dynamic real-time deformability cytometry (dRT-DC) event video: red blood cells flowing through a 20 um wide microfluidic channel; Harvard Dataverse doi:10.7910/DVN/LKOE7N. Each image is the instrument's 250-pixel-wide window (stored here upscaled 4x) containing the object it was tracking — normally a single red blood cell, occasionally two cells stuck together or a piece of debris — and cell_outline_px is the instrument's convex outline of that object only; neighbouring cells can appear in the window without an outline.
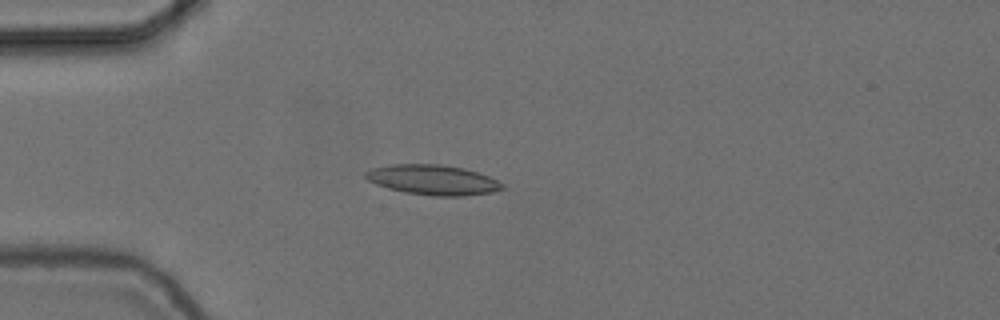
{"species": "common noctule bat (a hibernating species)", "species_latin": "Nyctalus noctula", "temperature_condition": "cold", "stored_images_in_passage": 44, "camera_frame_rate_fps": 3000, "um_per_image_px": 0.085, "animal": {"sex": "female", "body_mass_g": 24.6, "forearm_length_mm": 56.2}, "frame": {"image": 1, "passage_image": 3, "time_ms": 0.667, "image_size_px": [1000, 320], "cell_outline_px": [[504, 188], [492, 192], [464, 196], [432, 196], [404, 192], [388, 188], [376, 184], [368, 180], [364, 176], [364, 172], [372, 168], [388, 164], [440, 164], [464, 168], [488, 176], [504, 184]], "centroid_in_image_um": [36.77, 15.28], "position_along_channel_um": 48.2, "area_um2": 23.99}}
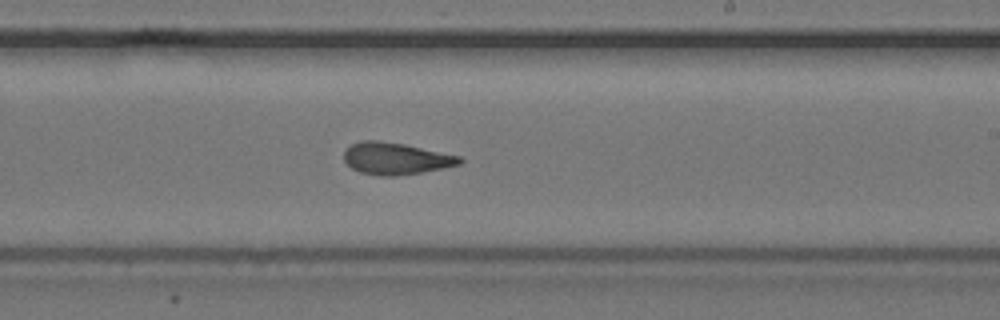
{"frame": {"image": 2, "passage_image": 21, "time_ms": 6.667, "image_size_px": [1000, 320], "cell_outline_px": [[464, 160], [460, 164], [444, 168], [424, 172], [396, 176], [380, 176], [360, 172], [352, 168], [344, 160], [344, 148], [360, 140], [380, 140], [404, 144], [460, 156]], "centroid_in_image_um": [33.63, 13.47], "position_along_channel_um": 255.4, "area_um2": 21.68}}
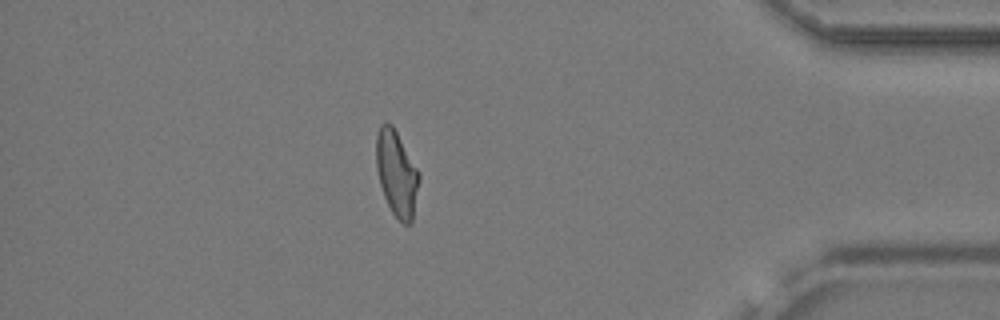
{"frame": {"image": 3, "passage_image": 36, "time_ms": 11.667, "image_size_px": [1000, 320], "cell_outline_px": [[420, 180], [412, 220], [408, 224], [404, 224], [392, 212], [384, 196], [380, 184], [376, 168], [376, 136], [380, 124], [384, 120], [388, 120], [392, 124], [420, 172]], "centroid_in_image_um": [33.71, 14.68], "position_along_channel_um": 401.5, "area_um2": 21.5}}